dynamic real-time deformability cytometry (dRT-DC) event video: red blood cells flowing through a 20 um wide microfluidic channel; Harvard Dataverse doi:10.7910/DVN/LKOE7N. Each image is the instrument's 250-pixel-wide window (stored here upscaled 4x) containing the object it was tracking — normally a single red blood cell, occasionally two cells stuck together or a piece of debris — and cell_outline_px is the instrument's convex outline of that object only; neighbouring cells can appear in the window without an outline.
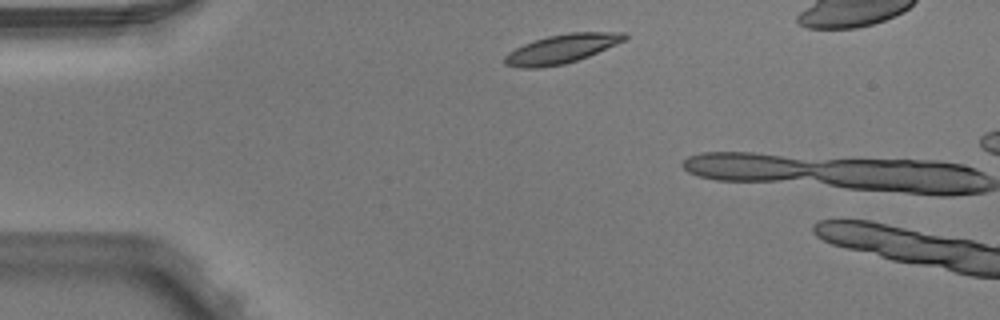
{"species": "Egyptian fruit bat (a non-hibernating species)", "species_latin": "Rousettus aegyptiacus", "temperature_condition": "warm", "stored_images_in_passage": 2, "camera_frame_rate_fps": 3000, "um_per_image_px": 0.085, "animal": {"sex": "male"}, "frame": {"image": 1, "passage_image": 1, "time_ms": 0.0, "image_size_px": [1000, 320], "cell_outline_px": [[628, 36], [624, 40], [616, 44], [588, 56], [564, 64], [536, 68], [520, 68], [504, 64], [504, 56], [508, 52], [524, 44], [548, 36], [568, 32], [624, 32]], "centroid_in_image_um": [47.71, 4.15], "position_along_channel_um": 37.3, "area_um2": 20.0}}